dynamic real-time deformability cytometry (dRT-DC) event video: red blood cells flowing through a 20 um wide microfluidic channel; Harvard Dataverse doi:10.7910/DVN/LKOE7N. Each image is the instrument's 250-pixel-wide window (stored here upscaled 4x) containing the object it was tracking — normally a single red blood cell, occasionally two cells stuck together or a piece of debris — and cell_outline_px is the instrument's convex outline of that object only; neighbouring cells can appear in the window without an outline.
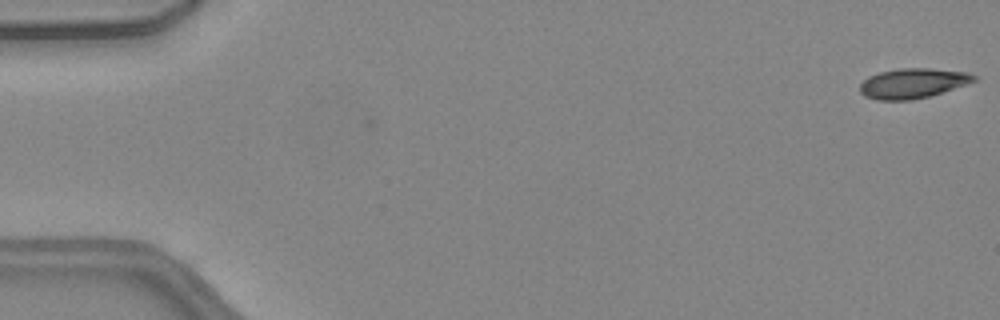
{"species": "common noctule bat (a hibernating species)", "species_latin": "Nyctalus noctula", "temperature_condition": "warm", "stored_images_in_passage": 51, "camera_frame_rate_fps": 3000, "um_per_image_px": 0.085, "animal": {"sex": "female", "body_mass_g": 24.6, "forearm_length_mm": 56.2}, "frame": {"image": 1, "passage_image": 1, "time_ms": 0.0, "image_size_px": [1000, 320], "cell_outline_px": [[976, 80], [968, 84], [928, 96], [912, 100], [876, 100], [864, 96], [860, 92], [860, 84], [868, 76], [880, 72], [900, 68], [928, 68], [968, 72], [976, 76]], "centroid_in_image_um": [77.57, 7.08], "position_along_channel_um": 7.4, "area_um2": 19.88}}
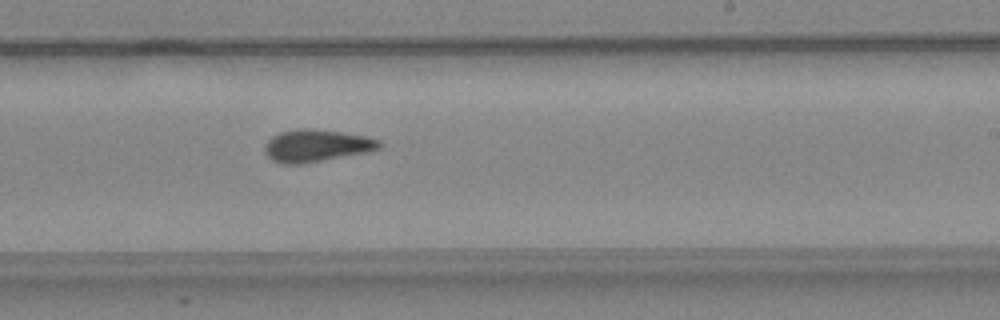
{"frame": {"image": 2, "passage_image": 31, "time_ms": 10.0, "image_size_px": [1000, 320], "cell_outline_px": [[384, 144], [380, 148], [364, 152], [300, 164], [280, 164], [272, 160], [264, 152], [264, 144], [272, 136], [280, 132], [296, 128], [308, 128], [340, 132], [364, 136], [380, 140]], "centroid_in_image_um": [26.84, 12.37], "position_along_channel_um": 262.2, "area_um2": 21.39}}
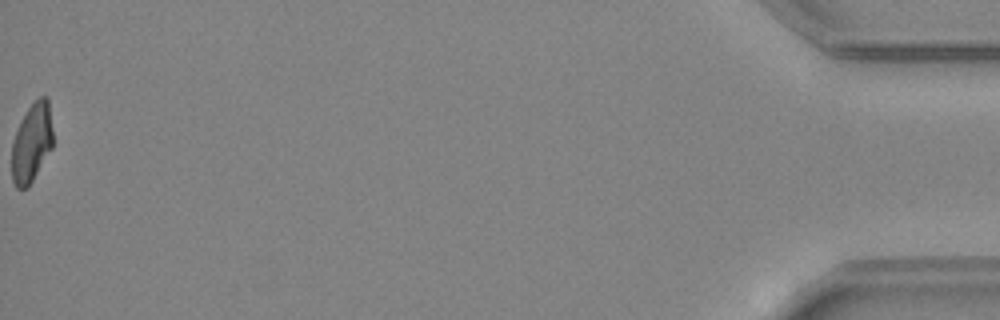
{"frame": {"image": 3, "passage_image": 51, "time_ms": 16.667, "image_size_px": [1000, 320], "cell_outline_px": [[52, 148], [28, 188], [16, 188], [12, 180], [12, 140], [20, 120], [28, 108], [40, 96], [48, 96], [52, 128]], "centroid_in_image_um": [2.69, 12.13], "position_along_channel_um": 432.5, "area_um2": 19.02}, "authors_computed_cell_mechanics": {"area_um2": 20.5768, "velocity_mm_per_s": 4.1049, "shape_relaxation_time_tau1_ms": 6.5047, "shape_relaxation_time_tau2_ms": 1.862, "deformation_change_tau1": 0.1989, "deformation_change_tau2": 0.0953}}